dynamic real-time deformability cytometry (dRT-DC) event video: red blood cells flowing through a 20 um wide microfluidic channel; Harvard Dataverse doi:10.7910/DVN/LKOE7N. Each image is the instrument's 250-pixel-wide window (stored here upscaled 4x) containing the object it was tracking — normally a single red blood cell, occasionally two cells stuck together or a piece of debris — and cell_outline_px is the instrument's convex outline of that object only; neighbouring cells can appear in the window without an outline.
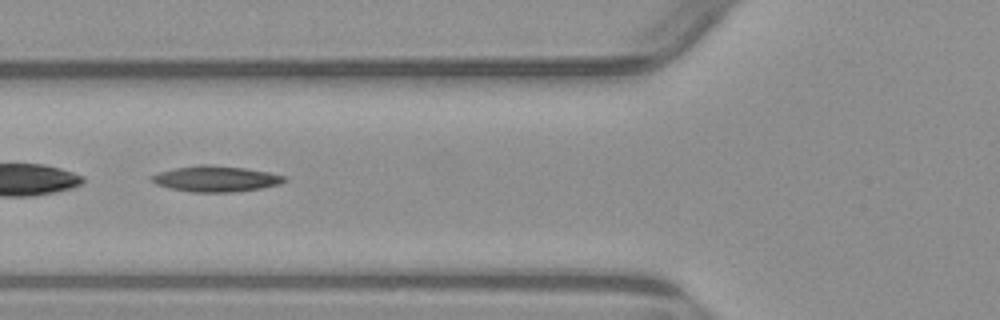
{"species": "common noctule bat (a hibernating species)", "species_latin": "Nyctalus noctula", "temperature_condition": "warm", "stored_images_in_passage": 6, "camera_frame_rate_fps": 3000, "um_per_image_px": 0.085, "animal": {"sex": "male", "body_mass_g": 23.1, "forearm_length_mm": 52.7}, "frame": {"image": 1, "passage_image": 6, "time_ms": 6.0, "image_size_px": [1000, 320], "cell_outline_px": [[288, 180], [280, 184], [260, 188], [232, 192], [192, 192], [168, 188], [156, 184], [148, 176], [160, 172], [176, 168], [200, 164], [212, 164], [244, 168], [268, 172], [288, 176]], "centroid_in_image_um": [18.36, 15.19], "position_along_channel_um": 107.4, "area_um2": 20.06}}